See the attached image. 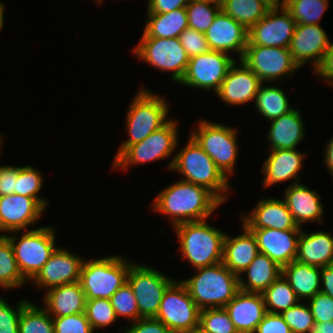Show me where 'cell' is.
I'll list each match as a JSON object with an SVG mask.
<instances>
[{"label": "cell", "instance_id": "1", "mask_svg": "<svg viewBox=\"0 0 333 333\" xmlns=\"http://www.w3.org/2000/svg\"><path fill=\"white\" fill-rule=\"evenodd\" d=\"M155 198L153 211L170 217L173 227L208 219L223 203L208 189L179 180L161 190Z\"/></svg>", "mask_w": 333, "mask_h": 333}, {"label": "cell", "instance_id": "2", "mask_svg": "<svg viewBox=\"0 0 333 333\" xmlns=\"http://www.w3.org/2000/svg\"><path fill=\"white\" fill-rule=\"evenodd\" d=\"M172 156L167 169L180 173L181 180L202 186L222 203L226 202L231 190L229 179L190 135L187 145Z\"/></svg>", "mask_w": 333, "mask_h": 333}, {"label": "cell", "instance_id": "3", "mask_svg": "<svg viewBox=\"0 0 333 333\" xmlns=\"http://www.w3.org/2000/svg\"><path fill=\"white\" fill-rule=\"evenodd\" d=\"M206 221L185 222L173 227L179 240L182 259H187L194 269L223 261L226 233Z\"/></svg>", "mask_w": 333, "mask_h": 333}, {"label": "cell", "instance_id": "4", "mask_svg": "<svg viewBox=\"0 0 333 333\" xmlns=\"http://www.w3.org/2000/svg\"><path fill=\"white\" fill-rule=\"evenodd\" d=\"M195 270L196 275L180 281L200 310L224 308L240 291L239 276L223 262Z\"/></svg>", "mask_w": 333, "mask_h": 333}, {"label": "cell", "instance_id": "5", "mask_svg": "<svg viewBox=\"0 0 333 333\" xmlns=\"http://www.w3.org/2000/svg\"><path fill=\"white\" fill-rule=\"evenodd\" d=\"M162 95L146 88H140L131 100L125 117L128 139L123 141L114 160L130 145L144 140L152 132L160 129L170 119L169 104Z\"/></svg>", "mask_w": 333, "mask_h": 333}, {"label": "cell", "instance_id": "6", "mask_svg": "<svg viewBox=\"0 0 333 333\" xmlns=\"http://www.w3.org/2000/svg\"><path fill=\"white\" fill-rule=\"evenodd\" d=\"M133 263L119 255L85 259L79 283L87 300L110 299L127 282Z\"/></svg>", "mask_w": 333, "mask_h": 333}, {"label": "cell", "instance_id": "7", "mask_svg": "<svg viewBox=\"0 0 333 333\" xmlns=\"http://www.w3.org/2000/svg\"><path fill=\"white\" fill-rule=\"evenodd\" d=\"M54 229L51 226H42L25 230L19 238L15 233L19 234L20 231H13L8 235L4 233L13 247L19 271L28 282L39 273L57 248Z\"/></svg>", "mask_w": 333, "mask_h": 333}, {"label": "cell", "instance_id": "8", "mask_svg": "<svg viewBox=\"0 0 333 333\" xmlns=\"http://www.w3.org/2000/svg\"><path fill=\"white\" fill-rule=\"evenodd\" d=\"M190 136L214 161L221 172L230 179L238 156L237 128L201 119ZM197 130V131H196Z\"/></svg>", "mask_w": 333, "mask_h": 333}, {"label": "cell", "instance_id": "9", "mask_svg": "<svg viewBox=\"0 0 333 333\" xmlns=\"http://www.w3.org/2000/svg\"><path fill=\"white\" fill-rule=\"evenodd\" d=\"M178 120L170 119L160 129L152 132L139 143L128 146L115 160H112V169L121 168L124 172L131 165L147 162L161 161L172 157L178 142Z\"/></svg>", "mask_w": 333, "mask_h": 333}, {"label": "cell", "instance_id": "10", "mask_svg": "<svg viewBox=\"0 0 333 333\" xmlns=\"http://www.w3.org/2000/svg\"><path fill=\"white\" fill-rule=\"evenodd\" d=\"M133 54L156 70L171 72V80L175 83L183 78L189 57L182 47L179 38L141 37Z\"/></svg>", "mask_w": 333, "mask_h": 333}, {"label": "cell", "instance_id": "11", "mask_svg": "<svg viewBox=\"0 0 333 333\" xmlns=\"http://www.w3.org/2000/svg\"><path fill=\"white\" fill-rule=\"evenodd\" d=\"M156 319L172 333H188L199 327L200 309L180 280L176 279L164 292Z\"/></svg>", "mask_w": 333, "mask_h": 333}, {"label": "cell", "instance_id": "12", "mask_svg": "<svg viewBox=\"0 0 333 333\" xmlns=\"http://www.w3.org/2000/svg\"><path fill=\"white\" fill-rule=\"evenodd\" d=\"M175 281L155 268L143 264H132L127 282L133 290L141 318H156L162 297Z\"/></svg>", "mask_w": 333, "mask_h": 333}, {"label": "cell", "instance_id": "13", "mask_svg": "<svg viewBox=\"0 0 333 333\" xmlns=\"http://www.w3.org/2000/svg\"><path fill=\"white\" fill-rule=\"evenodd\" d=\"M235 61L232 55L214 50L196 55L189 58L186 72L179 83L203 91H214L215 94Z\"/></svg>", "mask_w": 333, "mask_h": 333}, {"label": "cell", "instance_id": "14", "mask_svg": "<svg viewBox=\"0 0 333 333\" xmlns=\"http://www.w3.org/2000/svg\"><path fill=\"white\" fill-rule=\"evenodd\" d=\"M241 60L263 83L283 82V78H291L300 69L289 48L283 47L246 46Z\"/></svg>", "mask_w": 333, "mask_h": 333}, {"label": "cell", "instance_id": "15", "mask_svg": "<svg viewBox=\"0 0 333 333\" xmlns=\"http://www.w3.org/2000/svg\"><path fill=\"white\" fill-rule=\"evenodd\" d=\"M296 25L286 8L271 7L266 15L248 30L247 46L289 48Z\"/></svg>", "mask_w": 333, "mask_h": 333}, {"label": "cell", "instance_id": "16", "mask_svg": "<svg viewBox=\"0 0 333 333\" xmlns=\"http://www.w3.org/2000/svg\"><path fill=\"white\" fill-rule=\"evenodd\" d=\"M84 260L76 253L57 246L31 281L37 288L45 289V292L56 286L78 282Z\"/></svg>", "mask_w": 333, "mask_h": 333}, {"label": "cell", "instance_id": "17", "mask_svg": "<svg viewBox=\"0 0 333 333\" xmlns=\"http://www.w3.org/2000/svg\"><path fill=\"white\" fill-rule=\"evenodd\" d=\"M210 50L237 54L241 60L248 43V30L222 10L204 33Z\"/></svg>", "mask_w": 333, "mask_h": 333}, {"label": "cell", "instance_id": "18", "mask_svg": "<svg viewBox=\"0 0 333 333\" xmlns=\"http://www.w3.org/2000/svg\"><path fill=\"white\" fill-rule=\"evenodd\" d=\"M330 42L320 24H297L289 50L299 68L310 62L314 70L321 62Z\"/></svg>", "mask_w": 333, "mask_h": 333}, {"label": "cell", "instance_id": "19", "mask_svg": "<svg viewBox=\"0 0 333 333\" xmlns=\"http://www.w3.org/2000/svg\"><path fill=\"white\" fill-rule=\"evenodd\" d=\"M45 210L31 197L19 194L0 196V233L28 230Z\"/></svg>", "mask_w": 333, "mask_h": 333}, {"label": "cell", "instance_id": "20", "mask_svg": "<svg viewBox=\"0 0 333 333\" xmlns=\"http://www.w3.org/2000/svg\"><path fill=\"white\" fill-rule=\"evenodd\" d=\"M239 64V67L237 66ZM261 79L242 61L230 67L227 76L215 93L222 102L228 105H243L255 100Z\"/></svg>", "mask_w": 333, "mask_h": 333}, {"label": "cell", "instance_id": "21", "mask_svg": "<svg viewBox=\"0 0 333 333\" xmlns=\"http://www.w3.org/2000/svg\"><path fill=\"white\" fill-rule=\"evenodd\" d=\"M256 238L259 253L267 255L280 267L296 260L301 230L248 228Z\"/></svg>", "mask_w": 333, "mask_h": 333}, {"label": "cell", "instance_id": "22", "mask_svg": "<svg viewBox=\"0 0 333 333\" xmlns=\"http://www.w3.org/2000/svg\"><path fill=\"white\" fill-rule=\"evenodd\" d=\"M241 222L247 228H272L278 230H302L296 224L285 201L278 198H263L250 213L241 214Z\"/></svg>", "mask_w": 333, "mask_h": 333}, {"label": "cell", "instance_id": "23", "mask_svg": "<svg viewBox=\"0 0 333 333\" xmlns=\"http://www.w3.org/2000/svg\"><path fill=\"white\" fill-rule=\"evenodd\" d=\"M269 153L261 168L264 176L262 181L263 188H269L290 179L294 180L291 185L298 183L300 180L298 172L304 166L303 160L307 154L296 150V148L270 150Z\"/></svg>", "mask_w": 333, "mask_h": 333}, {"label": "cell", "instance_id": "24", "mask_svg": "<svg viewBox=\"0 0 333 333\" xmlns=\"http://www.w3.org/2000/svg\"><path fill=\"white\" fill-rule=\"evenodd\" d=\"M238 333H254L267 313L262 293L239 291L224 307Z\"/></svg>", "mask_w": 333, "mask_h": 333}, {"label": "cell", "instance_id": "25", "mask_svg": "<svg viewBox=\"0 0 333 333\" xmlns=\"http://www.w3.org/2000/svg\"><path fill=\"white\" fill-rule=\"evenodd\" d=\"M284 192L283 200L298 227L302 228L303 223L323 222L324 207L316 190H311L298 182L290 184Z\"/></svg>", "mask_w": 333, "mask_h": 333}, {"label": "cell", "instance_id": "26", "mask_svg": "<svg viewBox=\"0 0 333 333\" xmlns=\"http://www.w3.org/2000/svg\"><path fill=\"white\" fill-rule=\"evenodd\" d=\"M241 233L238 236L224 238L223 264L235 275L241 276L244 270L253 262L259 254L257 241L253 233L242 224Z\"/></svg>", "mask_w": 333, "mask_h": 333}, {"label": "cell", "instance_id": "27", "mask_svg": "<svg viewBox=\"0 0 333 333\" xmlns=\"http://www.w3.org/2000/svg\"><path fill=\"white\" fill-rule=\"evenodd\" d=\"M44 293L42 303L52 318L85 312L87 299L79 281L50 288Z\"/></svg>", "mask_w": 333, "mask_h": 333}, {"label": "cell", "instance_id": "28", "mask_svg": "<svg viewBox=\"0 0 333 333\" xmlns=\"http://www.w3.org/2000/svg\"><path fill=\"white\" fill-rule=\"evenodd\" d=\"M267 141L270 150L295 149L305 136L301 111L293 108L288 113L270 121Z\"/></svg>", "mask_w": 333, "mask_h": 333}, {"label": "cell", "instance_id": "29", "mask_svg": "<svg viewBox=\"0 0 333 333\" xmlns=\"http://www.w3.org/2000/svg\"><path fill=\"white\" fill-rule=\"evenodd\" d=\"M296 260L317 267L333 264V235L324 231L301 230Z\"/></svg>", "mask_w": 333, "mask_h": 333}, {"label": "cell", "instance_id": "30", "mask_svg": "<svg viewBox=\"0 0 333 333\" xmlns=\"http://www.w3.org/2000/svg\"><path fill=\"white\" fill-rule=\"evenodd\" d=\"M321 267L297 260L282 267V275L288 281L300 301L309 300L321 289Z\"/></svg>", "mask_w": 333, "mask_h": 333}, {"label": "cell", "instance_id": "31", "mask_svg": "<svg viewBox=\"0 0 333 333\" xmlns=\"http://www.w3.org/2000/svg\"><path fill=\"white\" fill-rule=\"evenodd\" d=\"M239 276V288L244 292L263 293L281 274L282 267L267 255L259 253L253 262Z\"/></svg>", "mask_w": 333, "mask_h": 333}, {"label": "cell", "instance_id": "32", "mask_svg": "<svg viewBox=\"0 0 333 333\" xmlns=\"http://www.w3.org/2000/svg\"><path fill=\"white\" fill-rule=\"evenodd\" d=\"M146 25L141 37L178 38L188 28L185 8L166 13H147Z\"/></svg>", "mask_w": 333, "mask_h": 333}, {"label": "cell", "instance_id": "33", "mask_svg": "<svg viewBox=\"0 0 333 333\" xmlns=\"http://www.w3.org/2000/svg\"><path fill=\"white\" fill-rule=\"evenodd\" d=\"M263 83L253 101L257 112L265 120H273L291 111L294 107L290 106L286 91L277 86H265Z\"/></svg>", "mask_w": 333, "mask_h": 333}, {"label": "cell", "instance_id": "34", "mask_svg": "<svg viewBox=\"0 0 333 333\" xmlns=\"http://www.w3.org/2000/svg\"><path fill=\"white\" fill-rule=\"evenodd\" d=\"M271 6L264 0H224L221 10L247 30L263 18Z\"/></svg>", "mask_w": 333, "mask_h": 333}, {"label": "cell", "instance_id": "35", "mask_svg": "<svg viewBox=\"0 0 333 333\" xmlns=\"http://www.w3.org/2000/svg\"><path fill=\"white\" fill-rule=\"evenodd\" d=\"M27 280L19 271L13 247L4 234H0V287L12 290L24 286Z\"/></svg>", "mask_w": 333, "mask_h": 333}, {"label": "cell", "instance_id": "36", "mask_svg": "<svg viewBox=\"0 0 333 333\" xmlns=\"http://www.w3.org/2000/svg\"><path fill=\"white\" fill-rule=\"evenodd\" d=\"M267 312L281 314L298 304L300 299L281 274L263 293Z\"/></svg>", "mask_w": 333, "mask_h": 333}, {"label": "cell", "instance_id": "37", "mask_svg": "<svg viewBox=\"0 0 333 333\" xmlns=\"http://www.w3.org/2000/svg\"><path fill=\"white\" fill-rule=\"evenodd\" d=\"M19 333H55L48 312L30 301L21 311Z\"/></svg>", "mask_w": 333, "mask_h": 333}, {"label": "cell", "instance_id": "38", "mask_svg": "<svg viewBox=\"0 0 333 333\" xmlns=\"http://www.w3.org/2000/svg\"><path fill=\"white\" fill-rule=\"evenodd\" d=\"M185 9L188 27L205 33L221 10V5L205 0H190Z\"/></svg>", "mask_w": 333, "mask_h": 333}, {"label": "cell", "instance_id": "39", "mask_svg": "<svg viewBox=\"0 0 333 333\" xmlns=\"http://www.w3.org/2000/svg\"><path fill=\"white\" fill-rule=\"evenodd\" d=\"M40 170L31 165L18 166L15 194L34 198L44 209L49 201L40 197L43 185V175Z\"/></svg>", "mask_w": 333, "mask_h": 333}, {"label": "cell", "instance_id": "40", "mask_svg": "<svg viewBox=\"0 0 333 333\" xmlns=\"http://www.w3.org/2000/svg\"><path fill=\"white\" fill-rule=\"evenodd\" d=\"M328 0H298L287 10L297 24L318 25L323 13L328 9Z\"/></svg>", "mask_w": 333, "mask_h": 333}, {"label": "cell", "instance_id": "41", "mask_svg": "<svg viewBox=\"0 0 333 333\" xmlns=\"http://www.w3.org/2000/svg\"><path fill=\"white\" fill-rule=\"evenodd\" d=\"M117 319L127 318L129 322L140 319L138 304L129 283L126 282L110 298Z\"/></svg>", "mask_w": 333, "mask_h": 333}, {"label": "cell", "instance_id": "42", "mask_svg": "<svg viewBox=\"0 0 333 333\" xmlns=\"http://www.w3.org/2000/svg\"><path fill=\"white\" fill-rule=\"evenodd\" d=\"M199 328L206 333H238L224 308L200 310Z\"/></svg>", "mask_w": 333, "mask_h": 333}, {"label": "cell", "instance_id": "43", "mask_svg": "<svg viewBox=\"0 0 333 333\" xmlns=\"http://www.w3.org/2000/svg\"><path fill=\"white\" fill-rule=\"evenodd\" d=\"M85 315L94 331L106 328L118 320L110 299L86 300Z\"/></svg>", "mask_w": 333, "mask_h": 333}, {"label": "cell", "instance_id": "44", "mask_svg": "<svg viewBox=\"0 0 333 333\" xmlns=\"http://www.w3.org/2000/svg\"><path fill=\"white\" fill-rule=\"evenodd\" d=\"M281 315L292 333H311L315 322L307 303L299 302L283 311Z\"/></svg>", "mask_w": 333, "mask_h": 333}, {"label": "cell", "instance_id": "45", "mask_svg": "<svg viewBox=\"0 0 333 333\" xmlns=\"http://www.w3.org/2000/svg\"><path fill=\"white\" fill-rule=\"evenodd\" d=\"M6 300L0 296V333H19L21 311L30 300H26V298L19 300L16 308Z\"/></svg>", "mask_w": 333, "mask_h": 333}, {"label": "cell", "instance_id": "46", "mask_svg": "<svg viewBox=\"0 0 333 333\" xmlns=\"http://www.w3.org/2000/svg\"><path fill=\"white\" fill-rule=\"evenodd\" d=\"M52 319L55 333H95L85 312Z\"/></svg>", "mask_w": 333, "mask_h": 333}, {"label": "cell", "instance_id": "47", "mask_svg": "<svg viewBox=\"0 0 333 333\" xmlns=\"http://www.w3.org/2000/svg\"><path fill=\"white\" fill-rule=\"evenodd\" d=\"M179 41L189 58L210 51L204 33L192 28H186L180 35Z\"/></svg>", "mask_w": 333, "mask_h": 333}, {"label": "cell", "instance_id": "48", "mask_svg": "<svg viewBox=\"0 0 333 333\" xmlns=\"http://www.w3.org/2000/svg\"><path fill=\"white\" fill-rule=\"evenodd\" d=\"M309 307L315 323L333 321V298L321 291L309 299Z\"/></svg>", "mask_w": 333, "mask_h": 333}, {"label": "cell", "instance_id": "49", "mask_svg": "<svg viewBox=\"0 0 333 333\" xmlns=\"http://www.w3.org/2000/svg\"><path fill=\"white\" fill-rule=\"evenodd\" d=\"M128 327V328H127ZM124 333H172V331L156 318H140L131 322Z\"/></svg>", "mask_w": 333, "mask_h": 333}, {"label": "cell", "instance_id": "50", "mask_svg": "<svg viewBox=\"0 0 333 333\" xmlns=\"http://www.w3.org/2000/svg\"><path fill=\"white\" fill-rule=\"evenodd\" d=\"M254 333H292L281 314L267 312Z\"/></svg>", "mask_w": 333, "mask_h": 333}, {"label": "cell", "instance_id": "51", "mask_svg": "<svg viewBox=\"0 0 333 333\" xmlns=\"http://www.w3.org/2000/svg\"><path fill=\"white\" fill-rule=\"evenodd\" d=\"M18 166L0 165V196L15 194Z\"/></svg>", "mask_w": 333, "mask_h": 333}, {"label": "cell", "instance_id": "52", "mask_svg": "<svg viewBox=\"0 0 333 333\" xmlns=\"http://www.w3.org/2000/svg\"><path fill=\"white\" fill-rule=\"evenodd\" d=\"M313 73L320 76L321 79H324L325 82L333 87V43L330 42L328 49L325 51L324 56L322 57L321 62L313 70Z\"/></svg>", "mask_w": 333, "mask_h": 333}, {"label": "cell", "instance_id": "53", "mask_svg": "<svg viewBox=\"0 0 333 333\" xmlns=\"http://www.w3.org/2000/svg\"><path fill=\"white\" fill-rule=\"evenodd\" d=\"M146 13H166L185 8L190 0H147Z\"/></svg>", "mask_w": 333, "mask_h": 333}, {"label": "cell", "instance_id": "54", "mask_svg": "<svg viewBox=\"0 0 333 333\" xmlns=\"http://www.w3.org/2000/svg\"><path fill=\"white\" fill-rule=\"evenodd\" d=\"M321 289L324 294L333 298V264L321 267Z\"/></svg>", "mask_w": 333, "mask_h": 333}, {"label": "cell", "instance_id": "55", "mask_svg": "<svg viewBox=\"0 0 333 333\" xmlns=\"http://www.w3.org/2000/svg\"><path fill=\"white\" fill-rule=\"evenodd\" d=\"M325 155L323 158V163L326 166V169L329 171L331 176H333V136L326 144Z\"/></svg>", "mask_w": 333, "mask_h": 333}, {"label": "cell", "instance_id": "56", "mask_svg": "<svg viewBox=\"0 0 333 333\" xmlns=\"http://www.w3.org/2000/svg\"><path fill=\"white\" fill-rule=\"evenodd\" d=\"M311 333H333V321L326 323H314Z\"/></svg>", "mask_w": 333, "mask_h": 333}, {"label": "cell", "instance_id": "57", "mask_svg": "<svg viewBox=\"0 0 333 333\" xmlns=\"http://www.w3.org/2000/svg\"><path fill=\"white\" fill-rule=\"evenodd\" d=\"M4 12H5V4L3 2H0V31L4 27Z\"/></svg>", "mask_w": 333, "mask_h": 333}, {"label": "cell", "instance_id": "58", "mask_svg": "<svg viewBox=\"0 0 333 333\" xmlns=\"http://www.w3.org/2000/svg\"><path fill=\"white\" fill-rule=\"evenodd\" d=\"M296 1L298 0H281L279 7L287 9L292 3Z\"/></svg>", "mask_w": 333, "mask_h": 333}, {"label": "cell", "instance_id": "59", "mask_svg": "<svg viewBox=\"0 0 333 333\" xmlns=\"http://www.w3.org/2000/svg\"><path fill=\"white\" fill-rule=\"evenodd\" d=\"M266 1L271 7H276L280 5L281 0H264Z\"/></svg>", "mask_w": 333, "mask_h": 333}, {"label": "cell", "instance_id": "60", "mask_svg": "<svg viewBox=\"0 0 333 333\" xmlns=\"http://www.w3.org/2000/svg\"><path fill=\"white\" fill-rule=\"evenodd\" d=\"M188 333H206V332H204L201 328L197 327Z\"/></svg>", "mask_w": 333, "mask_h": 333}, {"label": "cell", "instance_id": "61", "mask_svg": "<svg viewBox=\"0 0 333 333\" xmlns=\"http://www.w3.org/2000/svg\"><path fill=\"white\" fill-rule=\"evenodd\" d=\"M205 1H211V2L221 5L224 0H205Z\"/></svg>", "mask_w": 333, "mask_h": 333}, {"label": "cell", "instance_id": "62", "mask_svg": "<svg viewBox=\"0 0 333 333\" xmlns=\"http://www.w3.org/2000/svg\"><path fill=\"white\" fill-rule=\"evenodd\" d=\"M3 139H4L3 136L0 134V153H1V148H2L3 141H4Z\"/></svg>", "mask_w": 333, "mask_h": 333}]
</instances>
